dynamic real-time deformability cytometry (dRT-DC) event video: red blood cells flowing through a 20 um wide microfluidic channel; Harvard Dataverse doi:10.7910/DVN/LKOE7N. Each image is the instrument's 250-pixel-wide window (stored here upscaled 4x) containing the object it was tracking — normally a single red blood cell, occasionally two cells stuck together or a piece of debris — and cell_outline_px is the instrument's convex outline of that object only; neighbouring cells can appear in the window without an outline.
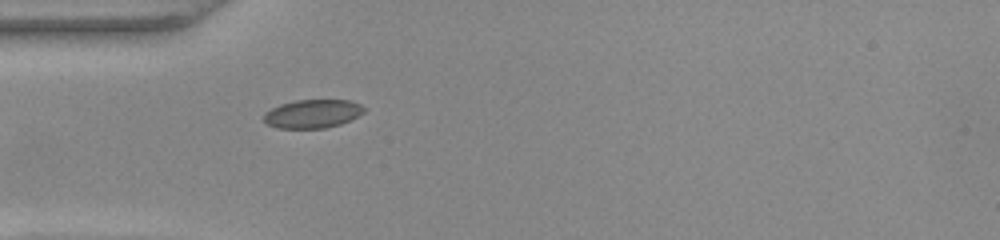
{"species": "common noctule bat (a hibernating species)", "species_latin": "Nyctalus noctula", "temperature_condition": "warm", "stored_images_in_passage": 36, "camera_frame_rate_fps": 3000, "um_per_image_px": 0.085, "animal": {"sex": "female", "body_mass_g": 22.0, "forearm_length_mm": 56.7}, "frame": {"image": 1, "passage_image": 1, "time_ms": 0.0, "image_size_px": [1000, 240], "cell_outline_px": [[364, 112], [340, 124], [324, 128], [276, 128], [268, 124], [264, 120], [264, 112], [280, 104], [296, 100], [352, 100], [360, 104], [364, 108]], "centroid_in_image_um": [26.55, 9.66], "position_along_channel_um": 58.5, "area_um2": 16.53}}
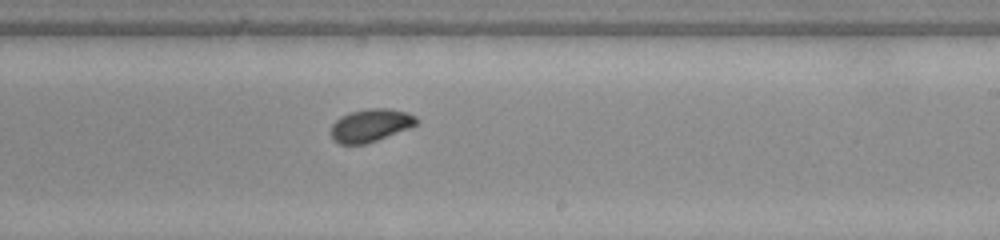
{"frame": {"image": 2, "passage_image": 16, "time_ms": 5.0, "image_size_px": [1000, 240], "cell_outline_px": [[420, 120], [416, 124], [408, 128], [376, 140], [364, 144], [340, 144], [332, 140], [332, 124], [340, 116], [352, 112], [368, 108], [388, 108], [408, 112], [416, 116]], "centroid_in_image_um": [31.5, 10.64], "position_along_channel_um": 257.5, "area_um2": 16.24}}
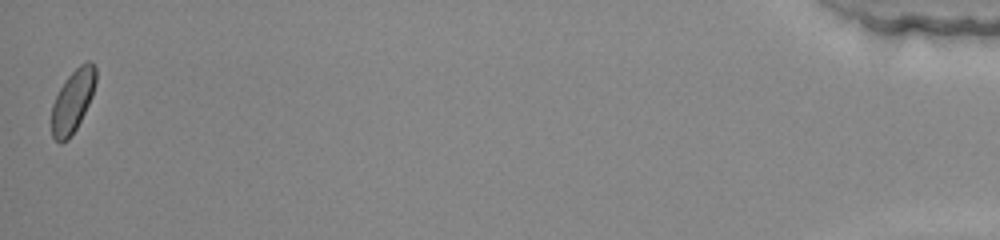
{"frame": {"image": 3, "passage_image": 36, "time_ms": 11.667, "image_size_px": [1000, 240], "cell_outline_px": [[96, 84], [92, 96], [76, 128], [68, 140], [60, 144], [52, 136], [52, 104], [60, 88], [68, 76], [80, 64], [88, 60], [92, 60], [96, 68]], "centroid_in_image_um": [6.19, 8.56], "position_along_channel_um": 429.0, "area_um2": 16.07}, "authors_computed_cell_mechanics": {"area_um2": 16.3574, "velocity_mm_per_s": 4.0363, "shape_relaxation_time_tau1_ms": 2.0434, "shape_relaxation_time_tau2_ms": null, "deformation_change_tau1": 0.0733, "deformation_change_tau2": null}}